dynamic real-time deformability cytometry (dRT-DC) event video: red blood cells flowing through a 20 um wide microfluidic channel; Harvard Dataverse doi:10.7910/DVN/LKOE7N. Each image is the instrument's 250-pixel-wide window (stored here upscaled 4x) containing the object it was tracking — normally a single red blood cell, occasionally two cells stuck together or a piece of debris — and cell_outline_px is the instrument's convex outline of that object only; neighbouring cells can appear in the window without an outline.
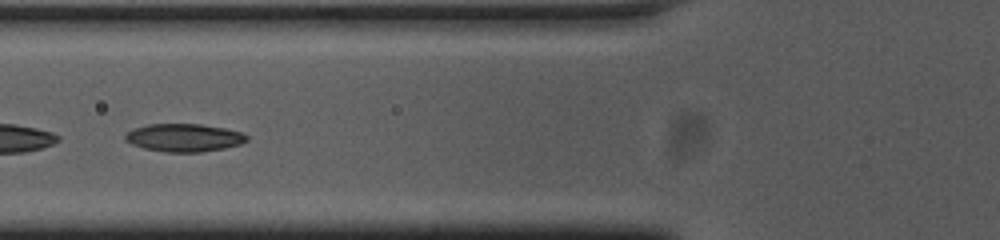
{"species": "common noctule bat (a hibernating species)", "species_latin": "Nyctalus noctula", "temperature_condition": "cold", "stored_images_in_passage": 39, "camera_frame_rate_fps": 3000, "um_per_image_px": 0.085, "animal": {"sex": "female", "body_mass_g": 23.0, "forearm_length_mm": 53.4}, "frame": {"image": 1, "passage_image": 6, "time_ms": 1.667, "image_size_px": [1000, 240], "cell_outline_px": [[248, 140], [240, 144], [224, 148], [200, 152], [164, 152], [144, 148], [132, 144], [124, 140], [124, 136], [132, 128], [148, 124], [200, 124], [224, 128], [240, 132], [248, 136]], "centroid_in_image_um": [15.61, 11.7], "position_along_channel_um": 110.2, "area_um2": 19.77}, "authors_computed_cell_mechanics": {"area_um2": 19.7676, "velocity_mm_per_s": 3.7385, "shape_relaxation_time_tau1_ms": 8.2903, "shape_relaxation_time_tau2_ms": 4.3556, "deformation_change_tau1": 0.1885, "deformation_change_tau2": 0.0847}}